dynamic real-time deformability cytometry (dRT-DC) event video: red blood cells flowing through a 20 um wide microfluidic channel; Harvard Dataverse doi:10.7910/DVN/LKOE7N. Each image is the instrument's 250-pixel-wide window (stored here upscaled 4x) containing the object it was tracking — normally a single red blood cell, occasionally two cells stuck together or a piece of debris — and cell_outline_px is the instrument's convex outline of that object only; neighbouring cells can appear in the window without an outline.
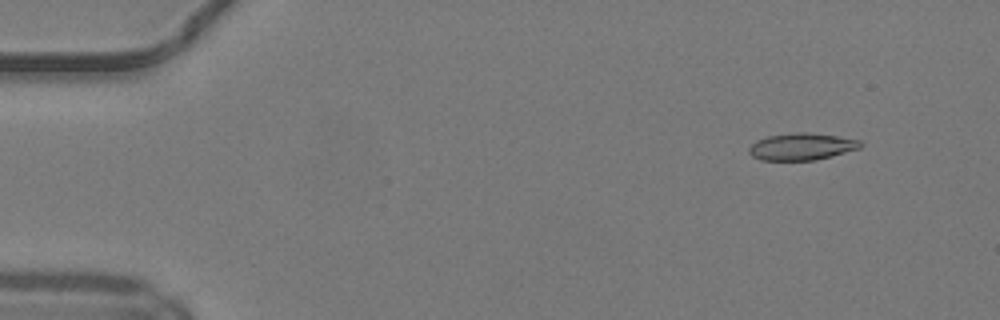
{"species": "common noctule bat (a hibernating species)", "species_latin": "Nyctalus noctula", "temperature_condition": "warm", "stored_images_in_passage": 50, "camera_frame_rate_fps": 3000, "um_per_image_px": 0.085, "animal": {"sex": "male", "body_mass_g": 19.2, "forearm_length_mm": 51.8}, "frame": {"image": 1, "passage_image": 5, "time_ms": 1.333, "image_size_px": [1000, 320], "cell_outline_px": [[864, 144], [860, 148], [832, 156], [816, 160], [760, 160], [752, 156], [748, 152], [748, 148], [756, 140], [768, 136], [796, 132], [808, 132], [836, 136], [860, 140]], "centroid_in_image_um": [68.14, 12.46], "position_along_channel_um": 16.9, "area_um2": 17.57}}
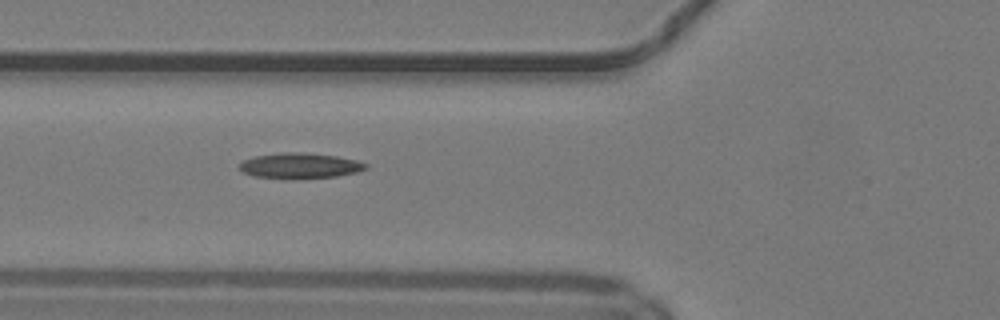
{"frame": {"image": 2, "passage_image": 19, "time_ms": 6.0, "image_size_px": [1000, 320], "cell_outline_px": [[368, 168], [356, 172], [336, 176], [252, 176], [244, 172], [240, 168], [240, 164], [244, 160], [256, 156], [280, 152], [300, 152], [336, 156], [356, 160], [368, 164]], "centroid_in_image_um": [25.53, 14.03], "position_along_channel_um": 100.3, "area_um2": 17.69}}
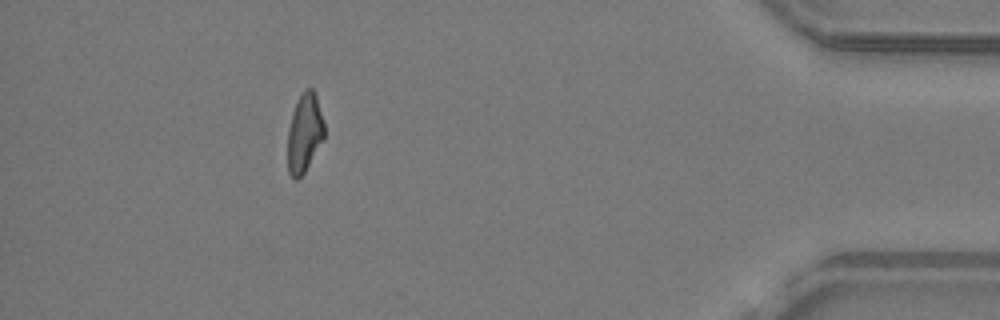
{"frame": {"image": 3, "passage_image": 45, "time_ms": 14.667, "image_size_px": [1000, 320], "cell_outline_px": [[324, 140], [304, 172], [296, 180], [288, 172], [288, 128], [292, 112], [304, 88], [312, 88], [316, 92], [324, 124]], "centroid_in_image_um": [25.89, 11.27], "position_along_channel_um": 409.3, "area_um2": 16.82}, "authors_computed_cell_mechanics": {"area_um2": 17.7446, "velocity_mm_per_s": 4.1956, "shape_relaxation_time_tau1_ms": 8.1451, "shape_relaxation_time_tau2_ms": null, "deformation_change_tau1": 0.2126, "deformation_change_tau2": null}}